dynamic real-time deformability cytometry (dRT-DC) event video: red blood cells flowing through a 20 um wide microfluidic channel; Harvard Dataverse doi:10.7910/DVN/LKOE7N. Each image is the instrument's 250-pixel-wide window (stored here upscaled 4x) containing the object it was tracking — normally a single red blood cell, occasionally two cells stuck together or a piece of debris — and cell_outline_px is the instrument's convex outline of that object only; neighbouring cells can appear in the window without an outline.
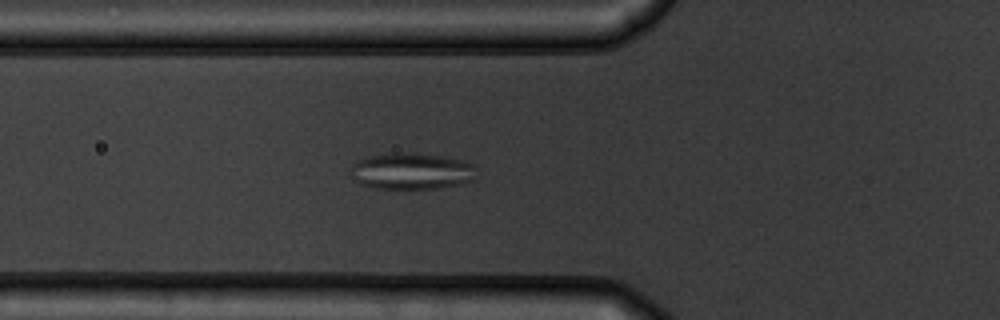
{"species": "common noctule bat (a hibernating species)", "species_latin": "Nyctalus noctula", "temperature_condition": "warm", "stored_images_in_passage": 41, "camera_frame_rate_fps": 3000, "um_per_image_px": 0.085, "animal": {"sex": "male", "body_mass_g": 19.5, "forearm_length_mm": 54.6}, "frame": {"image": 1, "passage_image": 7, "time_ms": 2.0, "image_size_px": [1000, 320], "cell_outline_px": [[476, 180], [464, 184], [440, 188], [376, 188], [360, 184], [352, 180], [348, 172], [352, 164], [368, 156], [388, 152], [416, 152], [444, 156], [464, 160], [472, 164], [476, 168]], "centroid_in_image_um": [34.99, 14.53], "position_along_channel_um": 90.8, "area_um2": 27.57}}
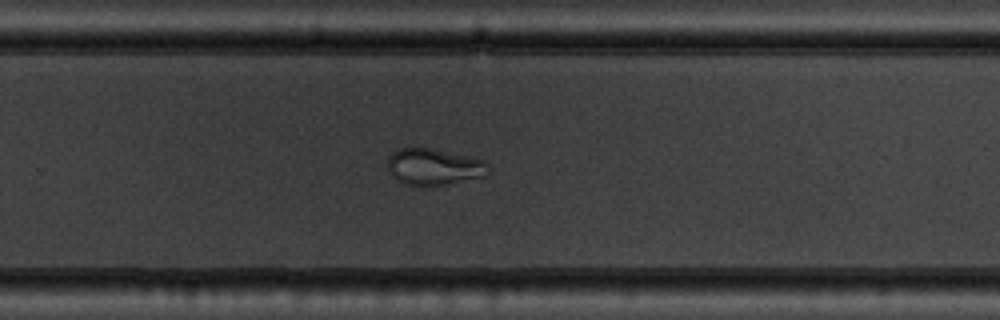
{"frame": {"image": 2, "passage_image": 23, "time_ms": 7.333, "image_size_px": [1000, 320], "cell_outline_px": [[488, 172], [484, 176], [436, 188], [424, 188], [404, 184], [396, 180], [392, 176], [388, 168], [388, 156], [392, 152], [400, 148], [432, 148], [468, 156], [484, 160], [488, 164]], "centroid_in_image_um": [36.87, 14.23], "position_along_channel_um": 292.9, "area_um2": 22.14}}
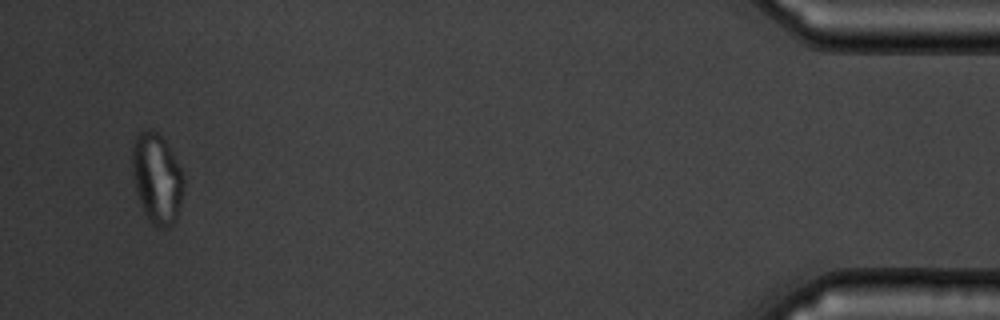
{"frame": {"image": 3, "passage_image": 39, "time_ms": 12.667, "image_size_px": [1000, 320], "cell_outline_px": [[184, 184], [176, 220], [168, 228], [156, 228], [148, 220], [144, 212], [136, 188], [132, 172], [132, 148], [136, 136], [140, 132], [148, 128], [152, 128], [160, 132], [168, 144], [184, 176]], "centroid_in_image_um": [13.34, 15.13], "position_along_channel_um": 421.9, "area_um2": 27.17}, "authors_computed_cell_mechanics": {"area_um2": 25.0852, "velocity_mm_per_s": 3.7922, "shape_relaxation_time_tau1_ms": 5.7347, "shape_relaxation_time_tau2_ms": 1.798, "deformation_change_tau1": 0.1438, "deformation_change_tau2": 0.0565}}